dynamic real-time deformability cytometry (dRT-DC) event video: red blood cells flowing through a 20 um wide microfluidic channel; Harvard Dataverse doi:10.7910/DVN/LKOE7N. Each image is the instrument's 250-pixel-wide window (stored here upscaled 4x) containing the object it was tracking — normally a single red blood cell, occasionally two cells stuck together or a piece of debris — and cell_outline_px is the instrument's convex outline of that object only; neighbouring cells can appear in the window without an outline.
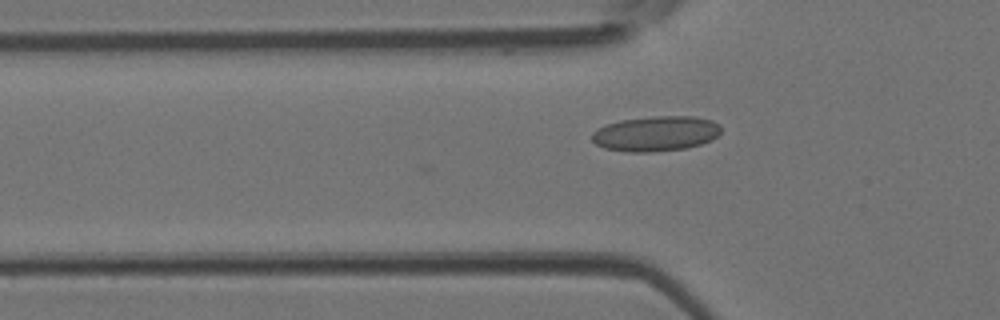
{"species": "Egyptian fruit bat (a non-hibernating species)", "species_latin": "Rousettus aegyptiacus", "temperature_condition": "room temperature", "stored_images_in_passage": 6, "camera_frame_rate_fps": 3000, "um_per_image_px": 0.085, "animal": {"sex": "female"}, "frame": {"image": 1, "passage_image": 6, "time_ms": 1.667, "image_size_px": [1000, 320], "cell_outline_px": [[720, 132], [712, 140], [688, 148], [652, 152], [628, 152], [604, 148], [596, 144], [592, 140], [592, 132], [608, 124], [620, 120], [652, 116], [692, 116], [712, 120], [720, 124]], "centroid_in_image_um": [55.76, 11.36], "position_along_channel_um": 70.0, "area_um2": 26.47}}